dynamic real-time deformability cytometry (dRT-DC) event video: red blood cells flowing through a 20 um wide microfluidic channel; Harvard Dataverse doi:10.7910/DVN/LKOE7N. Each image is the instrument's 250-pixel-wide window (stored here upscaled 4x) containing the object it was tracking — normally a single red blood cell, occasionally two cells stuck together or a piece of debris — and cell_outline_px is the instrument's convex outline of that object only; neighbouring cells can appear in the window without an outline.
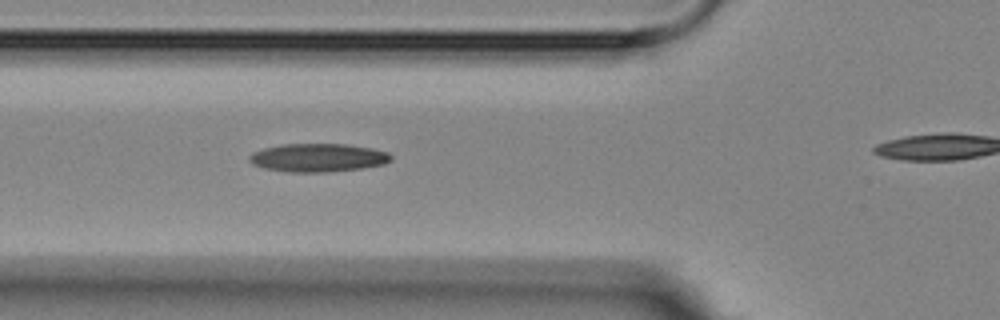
{"species": "Egyptian fruit bat (a non-hibernating species)", "species_latin": "Rousettus aegyptiacus", "temperature_condition": "room temperature", "stored_images_in_passage": 5, "segment_of_instrument_passage": [1, 2], "camera_frame_rate_fps": 3000, "um_per_image_px": 0.085, "animal": {"sex": "female"}, "frame": {"image": 1, "passage_image": 4, "time_ms": 4.333, "image_size_px": [1000, 320], "cell_outline_px": [[392, 160], [384, 164], [360, 168], [328, 172], [288, 172], [264, 168], [252, 164], [248, 160], [248, 156], [252, 152], [264, 148], [280, 144], [348, 144], [372, 148], [388, 152], [392, 156]], "centroid_in_image_um": [27.01, 13.4], "position_along_channel_um": 98.8, "area_um2": 23.52}}